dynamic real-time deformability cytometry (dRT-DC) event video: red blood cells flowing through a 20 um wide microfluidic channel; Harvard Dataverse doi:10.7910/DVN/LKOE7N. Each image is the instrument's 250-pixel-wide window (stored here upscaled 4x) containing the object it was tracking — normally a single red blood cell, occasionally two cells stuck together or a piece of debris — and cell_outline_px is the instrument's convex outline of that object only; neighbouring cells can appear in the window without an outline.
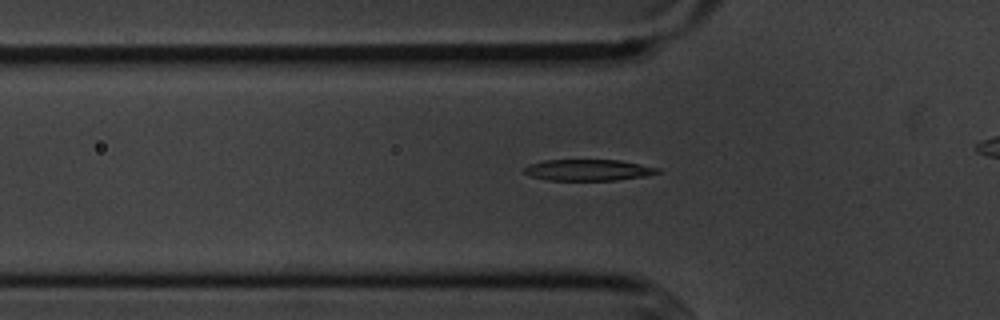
{"species": "common noctule bat (a hibernating species)", "species_latin": "Nyctalus noctula", "temperature_condition": "cold", "stored_images_in_passage": 45, "segment_of_instrument_passage": [1, 2], "camera_frame_rate_fps": 3000, "um_per_image_px": 0.085, "animal": {"sex": "male", "body_mass_g": 20.1, "forearm_length_mm": 53.5}, "frame": {"image": 1, "passage_image": 18, "time_ms": 5.667, "image_size_px": [1000, 320], "cell_outline_px": [[660, 172], [644, 176], [616, 180], [548, 180], [532, 176], [524, 172], [524, 168], [528, 164], [544, 160], [620, 160], [660, 168]], "centroid_in_image_um": [50.0, 14.44], "position_along_channel_um": 75.8, "area_um2": 16.42}}
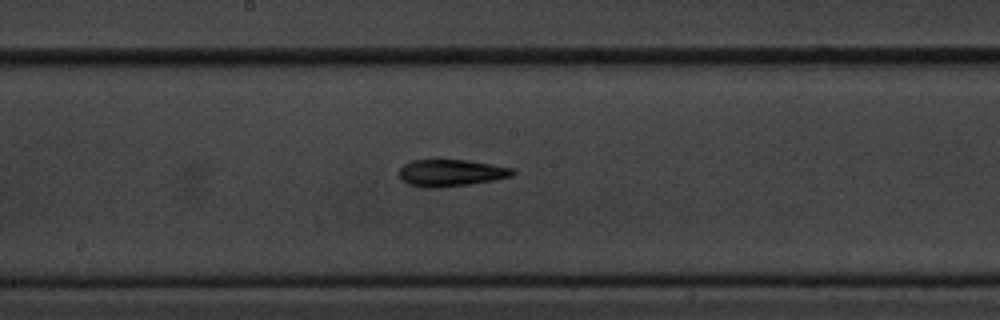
{"frame": {"image": 2, "passage_image": 29, "time_ms": 9.333, "image_size_px": [1000, 320], "cell_outline_px": [[516, 172], [512, 176], [492, 180], [468, 184], [408, 184], [400, 176], [400, 168], [404, 164], [412, 160], [468, 160], [492, 164], [512, 168]], "centroid_in_image_um": [38.42, 14.62], "position_along_channel_um": 209.8, "area_um2": 16.59}}
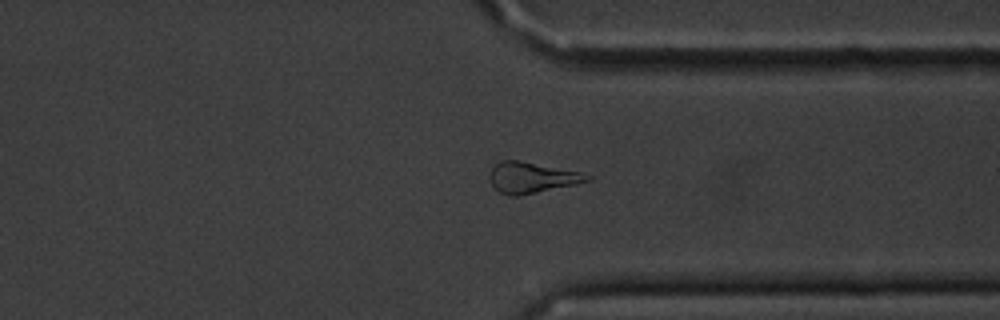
{"frame": {"image": 3, "passage_image": 42, "time_ms": 13.667, "image_size_px": [1000, 320], "cell_outline_px": [[592, 180], [576, 184], [520, 196], [512, 196], [500, 192], [488, 180], [488, 172], [500, 160], [520, 160], [580, 172], [592, 176]], "centroid_in_image_um": [45.18, 15.09], "position_along_channel_um": 366.2, "area_um2": 17.63}}